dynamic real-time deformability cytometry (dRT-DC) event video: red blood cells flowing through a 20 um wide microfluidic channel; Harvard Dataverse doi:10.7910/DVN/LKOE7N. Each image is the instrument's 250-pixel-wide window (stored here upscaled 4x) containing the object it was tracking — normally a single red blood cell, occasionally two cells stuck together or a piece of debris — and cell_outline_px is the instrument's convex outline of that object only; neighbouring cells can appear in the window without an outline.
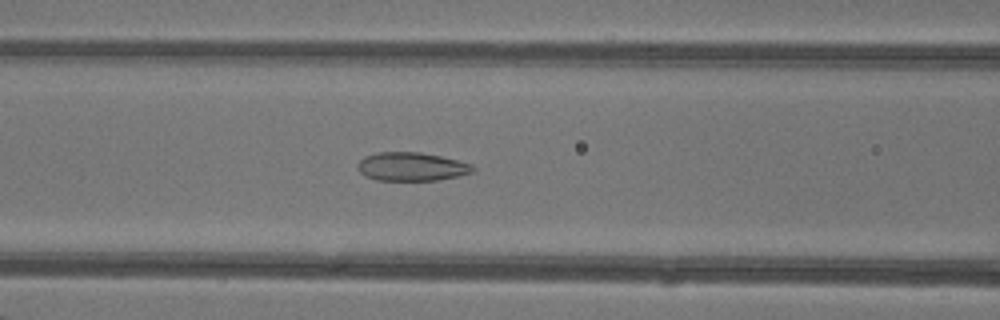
{"species": "common noctule bat (a hibernating species)", "species_latin": "Nyctalus noctula", "temperature_condition": "warm", "stored_images_in_passage": 44, "camera_frame_rate_fps": 3000, "um_per_image_px": 0.085, "animal": {"sex": "female"}, "frame": {"image": 1, "passage_image": 21, "time_ms": 6.667, "image_size_px": [1000, 320], "cell_outline_px": [[476, 168], [472, 172], [460, 176], [436, 180], [376, 180], [364, 176], [356, 168], [356, 164], [364, 156], [376, 152], [420, 152], [440, 156], [472, 164]], "centroid_in_image_um": [34.95, 14.16], "position_along_channel_um": 131.7, "area_um2": 19.31}}
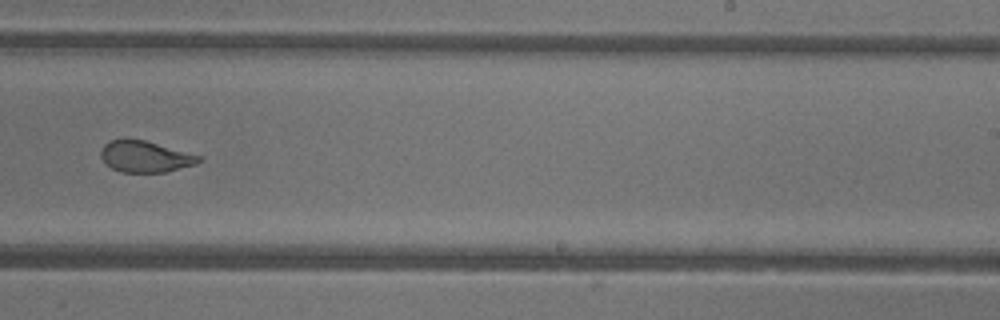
{"frame": {"image": 2, "passage_image": 31, "time_ms": 10.0, "image_size_px": [1000, 320], "cell_outline_px": [[204, 160], [196, 164], [164, 172], [120, 172], [104, 164], [100, 156], [100, 152], [104, 144], [108, 140], [124, 136], [144, 140], [200, 156]], "centroid_in_image_um": [12.26, 13.28], "position_along_channel_um": 276.7, "area_um2": 18.21}}
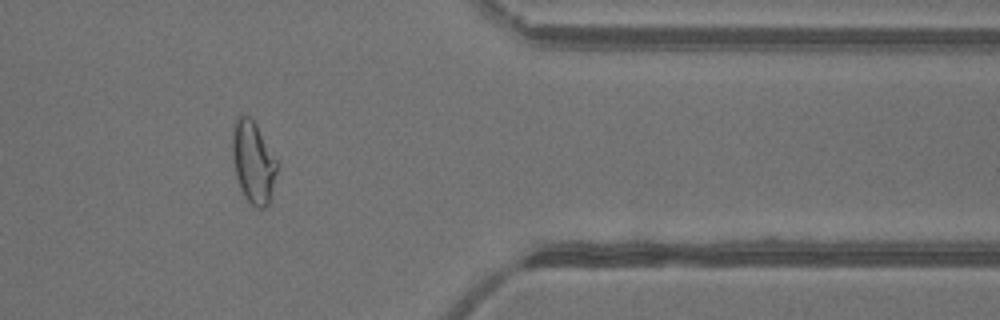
{"frame": {"image": 3, "passage_image": 40, "time_ms": 13.0, "image_size_px": [1000, 320], "cell_outline_px": [[280, 164], [272, 192], [268, 204], [264, 208], [256, 208], [244, 196], [240, 188], [236, 176], [232, 156], [232, 132], [236, 116], [240, 112], [244, 112], [256, 124]], "centroid_in_image_um": [21.53, 13.74], "position_along_channel_um": 389.9, "area_um2": 21.79}, "authors_computed_cell_mechanics": {"area_um2": 21.2993, "velocity_mm_per_s": 4.3702, "shape_relaxation_time_tau1_ms": null, "shape_relaxation_time_tau2_ms": 0.7475, "deformation_change_tau1": null, "deformation_change_tau2": 0.0538}}